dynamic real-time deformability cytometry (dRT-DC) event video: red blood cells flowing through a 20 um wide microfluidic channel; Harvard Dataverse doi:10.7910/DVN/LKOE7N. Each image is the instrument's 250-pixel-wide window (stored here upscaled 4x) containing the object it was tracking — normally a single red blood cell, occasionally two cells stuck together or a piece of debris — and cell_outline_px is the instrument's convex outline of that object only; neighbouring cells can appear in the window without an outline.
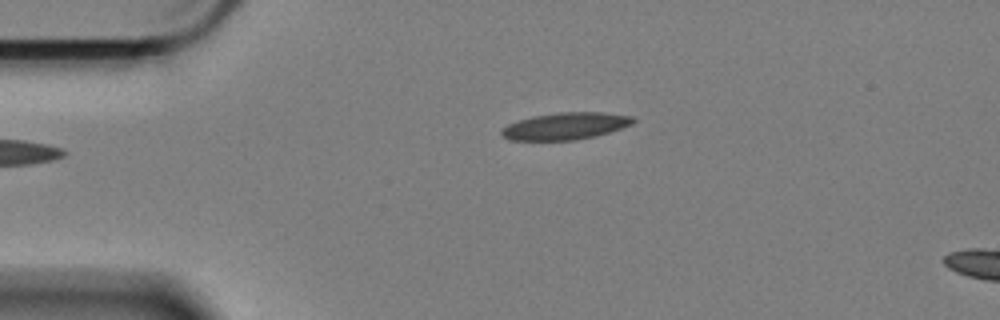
{"species": "Egyptian fruit bat (a non-hibernating species)", "species_latin": "Rousettus aegyptiacus", "temperature_condition": "cold", "stored_images_in_passage": 47, "camera_frame_rate_fps": 3000, "um_per_image_px": 0.085, "animal": {"sex": "female"}, "frame": {"image": 1, "passage_image": 1, "time_ms": 0.0, "image_size_px": [1000, 320], "cell_outline_px": [[636, 120], [632, 124], [596, 136], [572, 140], [512, 140], [504, 136], [500, 132], [508, 124], [532, 116], [560, 112], [600, 112], [632, 116]], "centroid_in_image_um": [48.08, 10.71], "position_along_channel_um": 36.9, "area_um2": 20.4}}
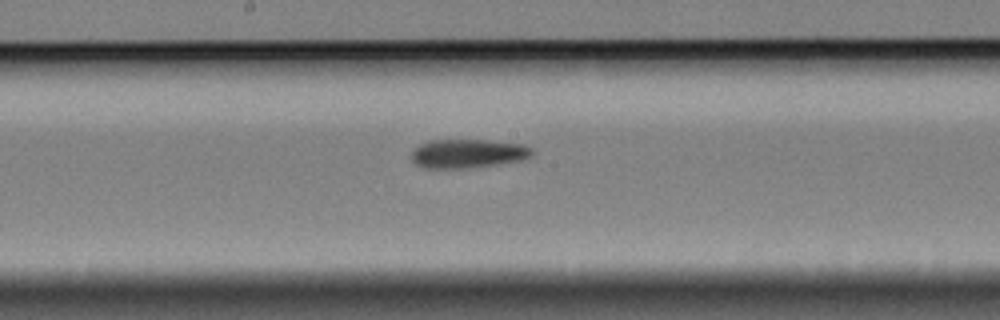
{"frame": {"image": 2, "passage_image": 19, "time_ms": 6.0, "image_size_px": [1000, 320], "cell_outline_px": [[532, 152], [528, 156], [520, 160], [496, 164], [468, 168], [424, 168], [416, 164], [412, 160], [412, 152], [420, 144], [432, 140], [484, 140], [524, 144], [532, 148]], "centroid_in_image_um": [39.74, 13.05], "position_along_channel_um": 208.5, "area_um2": 20.0}}
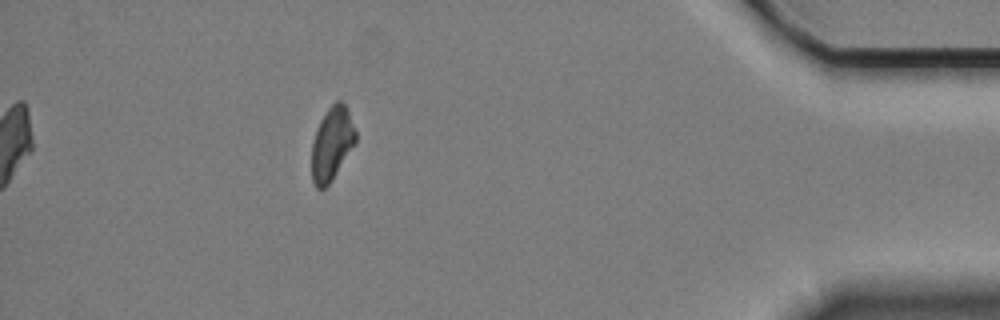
{"frame": {"image": 3, "passage_image": 41, "time_ms": 13.333, "image_size_px": [1000, 320], "cell_outline_px": [[356, 144], [332, 180], [324, 188], [316, 188], [312, 180], [312, 140], [316, 128], [320, 120], [328, 108], [336, 100], [340, 100], [348, 108], [356, 132]], "centroid_in_image_um": [28.22, 12.2], "position_along_channel_um": 407.0, "area_um2": 19.02}, "authors_computed_cell_mechanics": {"area_um2": 19.8832, "velocity_mm_per_s": 3.3827, "shape_relaxation_time_tau1_ms": 10.4138, "shape_relaxation_time_tau2_ms": 3.9082, "deformation_change_tau1": 0.1982, "deformation_change_tau2": 0.1157}}